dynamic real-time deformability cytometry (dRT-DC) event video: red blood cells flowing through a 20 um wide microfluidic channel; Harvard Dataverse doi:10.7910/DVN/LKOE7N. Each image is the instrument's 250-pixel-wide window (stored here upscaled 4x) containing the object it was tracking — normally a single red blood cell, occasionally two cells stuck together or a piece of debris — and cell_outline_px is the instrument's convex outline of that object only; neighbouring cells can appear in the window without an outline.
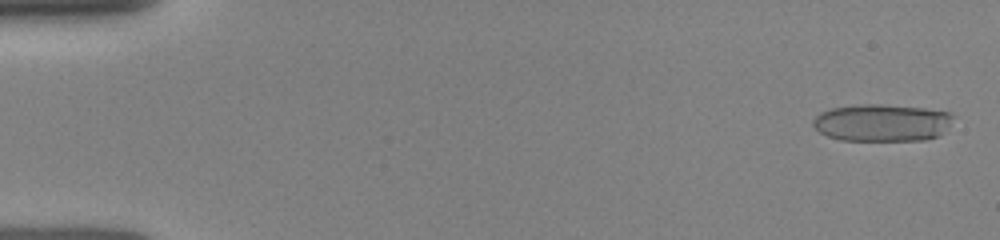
{"species": "human", "species_latin": "Homo sapiens", "temperature_condition": "room temperature", "stored_images_in_passage": 13, "camera_frame_rate_fps": 3000, "um_per_image_px": 0.085, "donor": {"sex": "female"}, "frame": {"image": 1, "passage_image": 1, "time_ms": 0.0, "image_size_px": [1000, 240], "cell_outline_px": [[956, 116], [940, 136], [924, 140], [840, 140], [828, 136], [820, 132], [812, 124], [812, 120], [820, 112], [832, 108], [864, 104], [880, 104], [924, 108], [952, 112]], "centroid_in_image_um": [75.01, 10.43], "position_along_channel_um": 10.0, "area_um2": 30.58}}
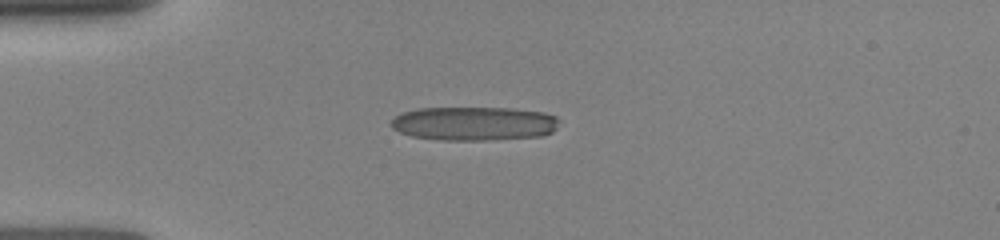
{"frame": {"image": 2, "passage_image": 8, "time_ms": 3.667, "image_size_px": [1000, 240], "cell_outline_px": [[556, 128], [552, 132], [540, 136], [488, 140], [440, 140], [412, 136], [400, 132], [392, 128], [388, 124], [400, 112], [416, 108], [512, 108], [544, 112], [556, 116]], "centroid_in_image_um": [40.24, 10.5], "position_along_channel_um": 44.8, "area_um2": 33.29}}
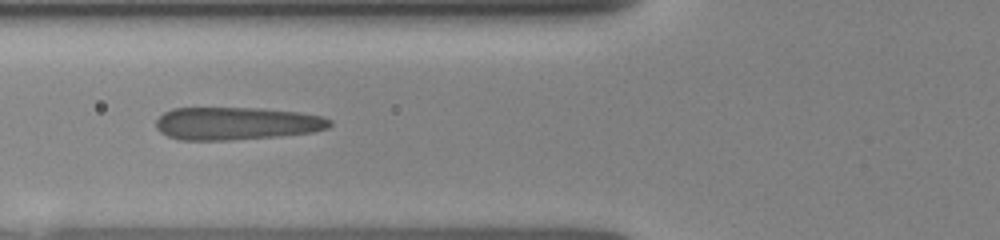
{"frame": {"image": 3, "passage_image": 11, "time_ms": 5.667, "image_size_px": [1000, 240], "cell_outline_px": [[332, 124], [328, 128], [312, 132], [276, 136], [228, 140], [180, 140], [168, 136], [160, 132], [156, 128], [156, 120], [164, 112], [172, 108], [260, 108], [296, 112], [320, 116], [332, 120]], "centroid_in_image_um": [20.07, 10.49], "position_along_channel_um": 105.7, "area_um2": 33.06}}